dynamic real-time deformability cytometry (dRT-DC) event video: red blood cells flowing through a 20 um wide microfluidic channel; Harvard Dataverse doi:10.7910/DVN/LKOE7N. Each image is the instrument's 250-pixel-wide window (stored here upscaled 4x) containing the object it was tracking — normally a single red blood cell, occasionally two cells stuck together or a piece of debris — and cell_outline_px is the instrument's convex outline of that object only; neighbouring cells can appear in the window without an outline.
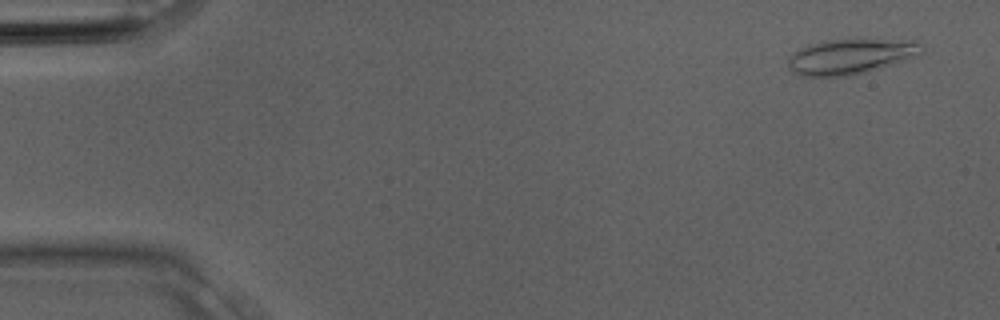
{"species": "Egyptian fruit bat (a non-hibernating species)", "species_latin": "Rousettus aegyptiacus", "temperature_condition": "room temperature", "stored_images_in_passage": 2, "camera_frame_rate_fps": 3000, "um_per_image_px": 0.085, "animal": {"sex": "male"}, "frame": {"image": 1, "passage_image": 1, "time_ms": 0.0, "image_size_px": [1000, 320], "cell_outline_px": [[924, 52], [920, 56], [880, 68], [848, 76], [800, 76], [788, 68], [788, 60], [800, 48], [808, 44], [824, 40], [920, 40], [924, 44]], "centroid_in_image_um": [72.39, 4.79], "position_along_channel_um": 12.6, "area_um2": 27.57}}